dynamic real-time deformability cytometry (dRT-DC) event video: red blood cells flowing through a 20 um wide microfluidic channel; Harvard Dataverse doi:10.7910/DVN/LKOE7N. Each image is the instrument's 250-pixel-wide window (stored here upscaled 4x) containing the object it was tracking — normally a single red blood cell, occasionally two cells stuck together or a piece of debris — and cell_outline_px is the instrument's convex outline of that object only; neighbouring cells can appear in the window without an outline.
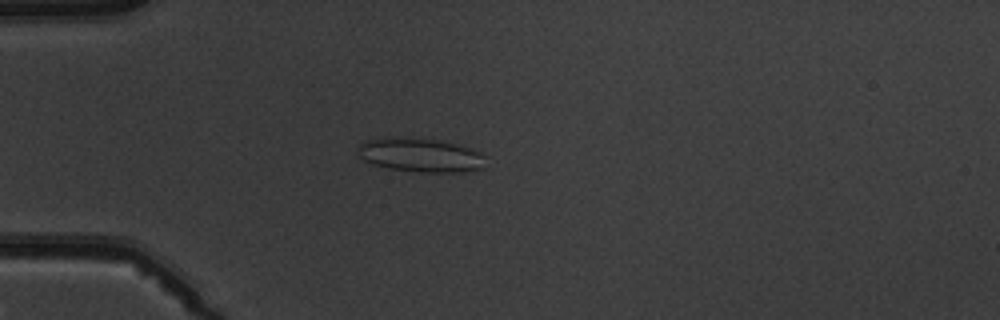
{"species": "common noctule bat (a hibernating species)", "species_latin": "Nyctalus noctula", "temperature_condition": "warm", "stored_images_in_passage": 6, "camera_frame_rate_fps": 3000, "um_per_image_px": 0.085, "animal": {"sex": "male", "body_mass_g": 19.5, "forearm_length_mm": 54.6}, "frame": {"image": 1, "passage_image": 6, "time_ms": 5.667, "image_size_px": [1000, 320], "cell_outline_px": [[484, 168], [464, 172], [420, 172], [388, 168], [372, 164], [364, 160], [360, 156], [360, 144], [368, 140], [440, 140], [456, 144], [480, 152], [484, 156]], "centroid_in_image_um": [35.83, 13.24], "position_along_channel_um": 49.2, "area_um2": 24.1}}